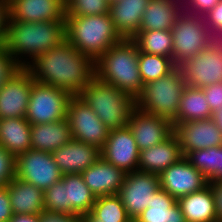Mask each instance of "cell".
Here are the masks:
<instances>
[{"label":"cell","mask_w":222,"mask_h":222,"mask_svg":"<svg viewBox=\"0 0 222 222\" xmlns=\"http://www.w3.org/2000/svg\"><path fill=\"white\" fill-rule=\"evenodd\" d=\"M0 146L15 157L31 149V123L25 117L0 119Z\"/></svg>","instance_id":"4316f807"},{"label":"cell","mask_w":222,"mask_h":222,"mask_svg":"<svg viewBox=\"0 0 222 222\" xmlns=\"http://www.w3.org/2000/svg\"><path fill=\"white\" fill-rule=\"evenodd\" d=\"M138 56L136 43L132 39H123L95 61V76L136 99L143 88Z\"/></svg>","instance_id":"3957f363"},{"label":"cell","mask_w":222,"mask_h":222,"mask_svg":"<svg viewBox=\"0 0 222 222\" xmlns=\"http://www.w3.org/2000/svg\"><path fill=\"white\" fill-rule=\"evenodd\" d=\"M9 20V1L0 0V46L4 45L7 22Z\"/></svg>","instance_id":"ee69618b"},{"label":"cell","mask_w":222,"mask_h":222,"mask_svg":"<svg viewBox=\"0 0 222 222\" xmlns=\"http://www.w3.org/2000/svg\"><path fill=\"white\" fill-rule=\"evenodd\" d=\"M180 1L150 0L144 11L140 30H172L182 14L181 7L185 8L183 2L179 3Z\"/></svg>","instance_id":"484cf974"},{"label":"cell","mask_w":222,"mask_h":222,"mask_svg":"<svg viewBox=\"0 0 222 222\" xmlns=\"http://www.w3.org/2000/svg\"><path fill=\"white\" fill-rule=\"evenodd\" d=\"M216 123V125L221 129L222 131V108L215 112L212 117Z\"/></svg>","instance_id":"7dc6e473"},{"label":"cell","mask_w":222,"mask_h":222,"mask_svg":"<svg viewBox=\"0 0 222 222\" xmlns=\"http://www.w3.org/2000/svg\"><path fill=\"white\" fill-rule=\"evenodd\" d=\"M126 174L102 157L81 173L85 184L96 197L117 195Z\"/></svg>","instance_id":"ffe728a7"},{"label":"cell","mask_w":222,"mask_h":222,"mask_svg":"<svg viewBox=\"0 0 222 222\" xmlns=\"http://www.w3.org/2000/svg\"><path fill=\"white\" fill-rule=\"evenodd\" d=\"M16 157L0 146V186L15 178Z\"/></svg>","instance_id":"f35d334b"},{"label":"cell","mask_w":222,"mask_h":222,"mask_svg":"<svg viewBox=\"0 0 222 222\" xmlns=\"http://www.w3.org/2000/svg\"><path fill=\"white\" fill-rule=\"evenodd\" d=\"M44 210L67 213L65 184L62 180L44 191Z\"/></svg>","instance_id":"d590c367"},{"label":"cell","mask_w":222,"mask_h":222,"mask_svg":"<svg viewBox=\"0 0 222 222\" xmlns=\"http://www.w3.org/2000/svg\"><path fill=\"white\" fill-rule=\"evenodd\" d=\"M40 222H82V215L43 210L39 214Z\"/></svg>","instance_id":"60d3db41"},{"label":"cell","mask_w":222,"mask_h":222,"mask_svg":"<svg viewBox=\"0 0 222 222\" xmlns=\"http://www.w3.org/2000/svg\"><path fill=\"white\" fill-rule=\"evenodd\" d=\"M8 222H40L39 215L33 214H13Z\"/></svg>","instance_id":"bcb514c9"},{"label":"cell","mask_w":222,"mask_h":222,"mask_svg":"<svg viewBox=\"0 0 222 222\" xmlns=\"http://www.w3.org/2000/svg\"><path fill=\"white\" fill-rule=\"evenodd\" d=\"M150 0H117L110 3L109 16L123 39H132L139 31Z\"/></svg>","instance_id":"7402d4cb"},{"label":"cell","mask_w":222,"mask_h":222,"mask_svg":"<svg viewBox=\"0 0 222 222\" xmlns=\"http://www.w3.org/2000/svg\"><path fill=\"white\" fill-rule=\"evenodd\" d=\"M213 113L202 88L186 86L179 102L177 117L172 123L210 119Z\"/></svg>","instance_id":"f546056e"},{"label":"cell","mask_w":222,"mask_h":222,"mask_svg":"<svg viewBox=\"0 0 222 222\" xmlns=\"http://www.w3.org/2000/svg\"><path fill=\"white\" fill-rule=\"evenodd\" d=\"M65 16L101 15L109 12L107 0H64Z\"/></svg>","instance_id":"e575fe53"},{"label":"cell","mask_w":222,"mask_h":222,"mask_svg":"<svg viewBox=\"0 0 222 222\" xmlns=\"http://www.w3.org/2000/svg\"><path fill=\"white\" fill-rule=\"evenodd\" d=\"M21 68L4 45L0 46V89Z\"/></svg>","instance_id":"8d00e7d4"},{"label":"cell","mask_w":222,"mask_h":222,"mask_svg":"<svg viewBox=\"0 0 222 222\" xmlns=\"http://www.w3.org/2000/svg\"><path fill=\"white\" fill-rule=\"evenodd\" d=\"M186 86L181 69L176 67L168 75L144 84L135 99V107L172 122L177 117L180 98Z\"/></svg>","instance_id":"8992f818"},{"label":"cell","mask_w":222,"mask_h":222,"mask_svg":"<svg viewBox=\"0 0 222 222\" xmlns=\"http://www.w3.org/2000/svg\"><path fill=\"white\" fill-rule=\"evenodd\" d=\"M52 153L29 149L16 157L15 177L45 191L62 178Z\"/></svg>","instance_id":"8fae6325"},{"label":"cell","mask_w":222,"mask_h":222,"mask_svg":"<svg viewBox=\"0 0 222 222\" xmlns=\"http://www.w3.org/2000/svg\"><path fill=\"white\" fill-rule=\"evenodd\" d=\"M172 124L184 157L191 151L222 146V131L213 118Z\"/></svg>","instance_id":"4fadbf2b"},{"label":"cell","mask_w":222,"mask_h":222,"mask_svg":"<svg viewBox=\"0 0 222 222\" xmlns=\"http://www.w3.org/2000/svg\"><path fill=\"white\" fill-rule=\"evenodd\" d=\"M66 40L79 52L96 61L123 38L109 13L87 16H65Z\"/></svg>","instance_id":"277c9868"},{"label":"cell","mask_w":222,"mask_h":222,"mask_svg":"<svg viewBox=\"0 0 222 222\" xmlns=\"http://www.w3.org/2000/svg\"><path fill=\"white\" fill-rule=\"evenodd\" d=\"M211 112L214 114L222 108V82L213 83L202 88Z\"/></svg>","instance_id":"ab89813d"},{"label":"cell","mask_w":222,"mask_h":222,"mask_svg":"<svg viewBox=\"0 0 222 222\" xmlns=\"http://www.w3.org/2000/svg\"><path fill=\"white\" fill-rule=\"evenodd\" d=\"M9 20H65V3L64 0H9Z\"/></svg>","instance_id":"d6986e66"},{"label":"cell","mask_w":222,"mask_h":222,"mask_svg":"<svg viewBox=\"0 0 222 222\" xmlns=\"http://www.w3.org/2000/svg\"><path fill=\"white\" fill-rule=\"evenodd\" d=\"M109 3H114L117 0H107Z\"/></svg>","instance_id":"681fc988"},{"label":"cell","mask_w":222,"mask_h":222,"mask_svg":"<svg viewBox=\"0 0 222 222\" xmlns=\"http://www.w3.org/2000/svg\"><path fill=\"white\" fill-rule=\"evenodd\" d=\"M90 212L101 222H133L117 195L96 197Z\"/></svg>","instance_id":"836d02e7"},{"label":"cell","mask_w":222,"mask_h":222,"mask_svg":"<svg viewBox=\"0 0 222 222\" xmlns=\"http://www.w3.org/2000/svg\"><path fill=\"white\" fill-rule=\"evenodd\" d=\"M82 222H101V220L89 212L82 215Z\"/></svg>","instance_id":"c3c4849f"},{"label":"cell","mask_w":222,"mask_h":222,"mask_svg":"<svg viewBox=\"0 0 222 222\" xmlns=\"http://www.w3.org/2000/svg\"><path fill=\"white\" fill-rule=\"evenodd\" d=\"M132 40L140 52L172 59L173 36L171 30H140Z\"/></svg>","instance_id":"1f68e13d"},{"label":"cell","mask_w":222,"mask_h":222,"mask_svg":"<svg viewBox=\"0 0 222 222\" xmlns=\"http://www.w3.org/2000/svg\"><path fill=\"white\" fill-rule=\"evenodd\" d=\"M139 153L129 127L110 130L105 146L101 149V157L106 162L126 173L138 170Z\"/></svg>","instance_id":"2e32d148"},{"label":"cell","mask_w":222,"mask_h":222,"mask_svg":"<svg viewBox=\"0 0 222 222\" xmlns=\"http://www.w3.org/2000/svg\"><path fill=\"white\" fill-rule=\"evenodd\" d=\"M185 158L206 177L209 184L222 182V146L191 151Z\"/></svg>","instance_id":"4dcf8cb0"},{"label":"cell","mask_w":222,"mask_h":222,"mask_svg":"<svg viewBox=\"0 0 222 222\" xmlns=\"http://www.w3.org/2000/svg\"><path fill=\"white\" fill-rule=\"evenodd\" d=\"M72 139L67 119L53 123L31 124V149L52 153Z\"/></svg>","instance_id":"cb8c5ba5"},{"label":"cell","mask_w":222,"mask_h":222,"mask_svg":"<svg viewBox=\"0 0 222 222\" xmlns=\"http://www.w3.org/2000/svg\"><path fill=\"white\" fill-rule=\"evenodd\" d=\"M214 193L218 222H222V182L210 184Z\"/></svg>","instance_id":"f6af8a7d"},{"label":"cell","mask_w":222,"mask_h":222,"mask_svg":"<svg viewBox=\"0 0 222 222\" xmlns=\"http://www.w3.org/2000/svg\"><path fill=\"white\" fill-rule=\"evenodd\" d=\"M133 222H186L177 200L159 187L152 201Z\"/></svg>","instance_id":"83f0119b"},{"label":"cell","mask_w":222,"mask_h":222,"mask_svg":"<svg viewBox=\"0 0 222 222\" xmlns=\"http://www.w3.org/2000/svg\"><path fill=\"white\" fill-rule=\"evenodd\" d=\"M66 119L70 125L72 139L94 145L100 150L105 146L110 130L79 95L70 97Z\"/></svg>","instance_id":"9c48e42d"},{"label":"cell","mask_w":222,"mask_h":222,"mask_svg":"<svg viewBox=\"0 0 222 222\" xmlns=\"http://www.w3.org/2000/svg\"><path fill=\"white\" fill-rule=\"evenodd\" d=\"M186 222H218L212 187L180 197L177 200Z\"/></svg>","instance_id":"d4e9b609"},{"label":"cell","mask_w":222,"mask_h":222,"mask_svg":"<svg viewBox=\"0 0 222 222\" xmlns=\"http://www.w3.org/2000/svg\"><path fill=\"white\" fill-rule=\"evenodd\" d=\"M184 157L178 139L172 133L163 142L140 150L138 170L159 175Z\"/></svg>","instance_id":"44dd1931"},{"label":"cell","mask_w":222,"mask_h":222,"mask_svg":"<svg viewBox=\"0 0 222 222\" xmlns=\"http://www.w3.org/2000/svg\"><path fill=\"white\" fill-rule=\"evenodd\" d=\"M13 214L39 215L44 210V191L15 177L7 185Z\"/></svg>","instance_id":"603a6c76"},{"label":"cell","mask_w":222,"mask_h":222,"mask_svg":"<svg viewBox=\"0 0 222 222\" xmlns=\"http://www.w3.org/2000/svg\"><path fill=\"white\" fill-rule=\"evenodd\" d=\"M39 83L78 95L95 77V61L67 40L37 56L25 67Z\"/></svg>","instance_id":"6da1fadb"},{"label":"cell","mask_w":222,"mask_h":222,"mask_svg":"<svg viewBox=\"0 0 222 222\" xmlns=\"http://www.w3.org/2000/svg\"><path fill=\"white\" fill-rule=\"evenodd\" d=\"M61 180L65 184L67 213L80 215L89 213L96 196L85 184L82 175L79 173L63 174Z\"/></svg>","instance_id":"f1b7e54d"},{"label":"cell","mask_w":222,"mask_h":222,"mask_svg":"<svg viewBox=\"0 0 222 222\" xmlns=\"http://www.w3.org/2000/svg\"><path fill=\"white\" fill-rule=\"evenodd\" d=\"M52 156L62 174H81L101 158V150L94 145L71 139L53 151Z\"/></svg>","instance_id":"ac0fdd59"},{"label":"cell","mask_w":222,"mask_h":222,"mask_svg":"<svg viewBox=\"0 0 222 222\" xmlns=\"http://www.w3.org/2000/svg\"><path fill=\"white\" fill-rule=\"evenodd\" d=\"M175 68L169 57L139 51L138 69L143 85L168 75Z\"/></svg>","instance_id":"d6a6232c"},{"label":"cell","mask_w":222,"mask_h":222,"mask_svg":"<svg viewBox=\"0 0 222 222\" xmlns=\"http://www.w3.org/2000/svg\"><path fill=\"white\" fill-rule=\"evenodd\" d=\"M216 40H222V0H220L206 15L202 17Z\"/></svg>","instance_id":"74e56055"},{"label":"cell","mask_w":222,"mask_h":222,"mask_svg":"<svg viewBox=\"0 0 222 222\" xmlns=\"http://www.w3.org/2000/svg\"><path fill=\"white\" fill-rule=\"evenodd\" d=\"M71 96L67 90L34 81L25 118L31 124L65 119Z\"/></svg>","instance_id":"ba28073f"},{"label":"cell","mask_w":222,"mask_h":222,"mask_svg":"<svg viewBox=\"0 0 222 222\" xmlns=\"http://www.w3.org/2000/svg\"><path fill=\"white\" fill-rule=\"evenodd\" d=\"M109 129L128 127L135 99L126 92L101 81L96 76L78 94Z\"/></svg>","instance_id":"5b68a950"},{"label":"cell","mask_w":222,"mask_h":222,"mask_svg":"<svg viewBox=\"0 0 222 222\" xmlns=\"http://www.w3.org/2000/svg\"><path fill=\"white\" fill-rule=\"evenodd\" d=\"M220 0H187L188 8L190 11L186 10L185 13L203 17L206 15Z\"/></svg>","instance_id":"b9f144b4"},{"label":"cell","mask_w":222,"mask_h":222,"mask_svg":"<svg viewBox=\"0 0 222 222\" xmlns=\"http://www.w3.org/2000/svg\"><path fill=\"white\" fill-rule=\"evenodd\" d=\"M172 60L176 67L205 50L216 39L210 34L202 17L185 13L178 17L173 29Z\"/></svg>","instance_id":"52a82bcc"},{"label":"cell","mask_w":222,"mask_h":222,"mask_svg":"<svg viewBox=\"0 0 222 222\" xmlns=\"http://www.w3.org/2000/svg\"><path fill=\"white\" fill-rule=\"evenodd\" d=\"M13 216L7 186H0V222H8Z\"/></svg>","instance_id":"7bdbcfd3"},{"label":"cell","mask_w":222,"mask_h":222,"mask_svg":"<svg viewBox=\"0 0 222 222\" xmlns=\"http://www.w3.org/2000/svg\"><path fill=\"white\" fill-rule=\"evenodd\" d=\"M159 187V175L140 170L126 174L117 196L132 221L148 208V204Z\"/></svg>","instance_id":"7c38bea8"},{"label":"cell","mask_w":222,"mask_h":222,"mask_svg":"<svg viewBox=\"0 0 222 222\" xmlns=\"http://www.w3.org/2000/svg\"><path fill=\"white\" fill-rule=\"evenodd\" d=\"M179 68L188 86L204 88L222 82V40L213 41L205 50Z\"/></svg>","instance_id":"30bf717a"},{"label":"cell","mask_w":222,"mask_h":222,"mask_svg":"<svg viewBox=\"0 0 222 222\" xmlns=\"http://www.w3.org/2000/svg\"><path fill=\"white\" fill-rule=\"evenodd\" d=\"M128 127L139 150L155 146L173 133V124L170 120L143 112L137 107L130 114Z\"/></svg>","instance_id":"e0dca14e"},{"label":"cell","mask_w":222,"mask_h":222,"mask_svg":"<svg viewBox=\"0 0 222 222\" xmlns=\"http://www.w3.org/2000/svg\"><path fill=\"white\" fill-rule=\"evenodd\" d=\"M160 188L176 200L206 187V177L183 157L159 174Z\"/></svg>","instance_id":"9a60e30c"},{"label":"cell","mask_w":222,"mask_h":222,"mask_svg":"<svg viewBox=\"0 0 222 222\" xmlns=\"http://www.w3.org/2000/svg\"><path fill=\"white\" fill-rule=\"evenodd\" d=\"M34 81L22 67L4 84L0 89V119L25 117Z\"/></svg>","instance_id":"5bb4252c"},{"label":"cell","mask_w":222,"mask_h":222,"mask_svg":"<svg viewBox=\"0 0 222 222\" xmlns=\"http://www.w3.org/2000/svg\"><path fill=\"white\" fill-rule=\"evenodd\" d=\"M65 40V20L41 22L8 20L4 47L21 67H26L37 56L59 46ZM26 55L31 61L25 58Z\"/></svg>","instance_id":"7a4b0ae2"}]
</instances>
